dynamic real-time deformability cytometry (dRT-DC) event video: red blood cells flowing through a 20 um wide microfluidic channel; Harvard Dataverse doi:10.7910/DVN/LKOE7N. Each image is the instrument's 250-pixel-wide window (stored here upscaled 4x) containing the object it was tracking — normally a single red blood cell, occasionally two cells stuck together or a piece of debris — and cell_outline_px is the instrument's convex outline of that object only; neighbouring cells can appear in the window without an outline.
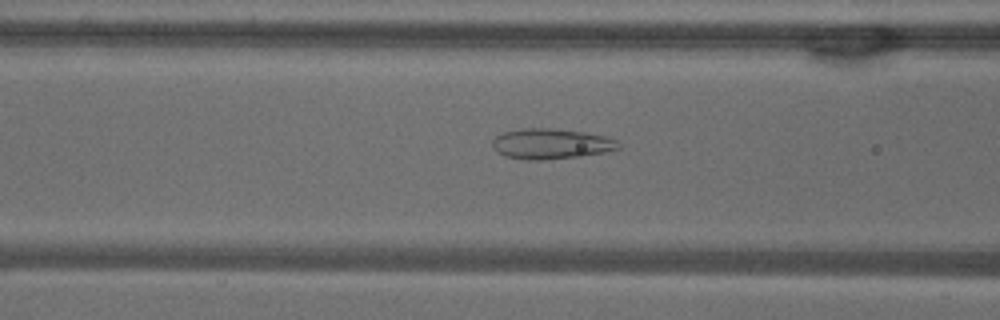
{"species": "common noctule bat (a hibernating species)", "species_latin": "Nyctalus noctula", "temperature_condition": "warm", "stored_images_in_passage": 49, "camera_frame_rate_fps": 3000, "um_per_image_px": 0.085, "animal": {"sex": "male", "body_mass_g": 18.8}, "frame": {"image": 1, "passage_image": 17, "time_ms": 5.333, "image_size_px": [1000, 320], "cell_outline_px": [[620, 148], [604, 152], [580, 156], [544, 160], [528, 160], [504, 156], [496, 152], [492, 148], [492, 140], [496, 136], [504, 132], [520, 128], [552, 128], [584, 132], [608, 136], [616, 140], [620, 144]], "centroid_in_image_um": [46.82, 12.22], "position_along_channel_um": 119.8, "area_um2": 22.54}}
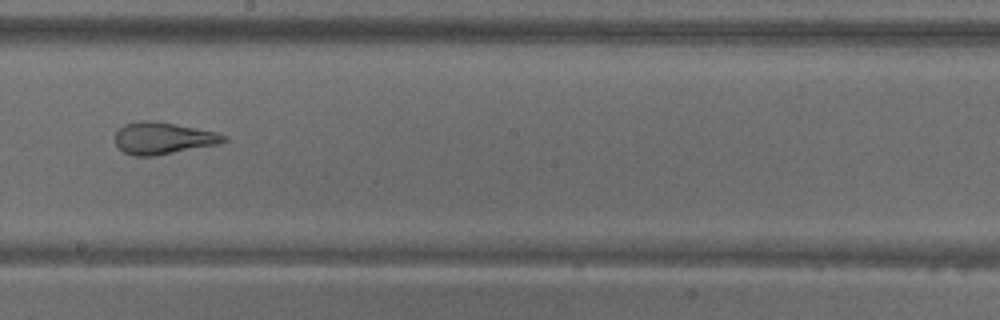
{"frame": {"image": 2, "passage_image": 26, "time_ms": 8.333, "image_size_px": [1000, 320], "cell_outline_px": [[228, 140], [220, 144], [152, 156], [132, 156], [124, 152], [116, 144], [116, 132], [124, 124], [136, 120], [152, 120], [216, 132], [228, 136]], "centroid_in_image_um": [13.86, 11.74], "position_along_channel_um": 234.3, "area_um2": 20.17}}
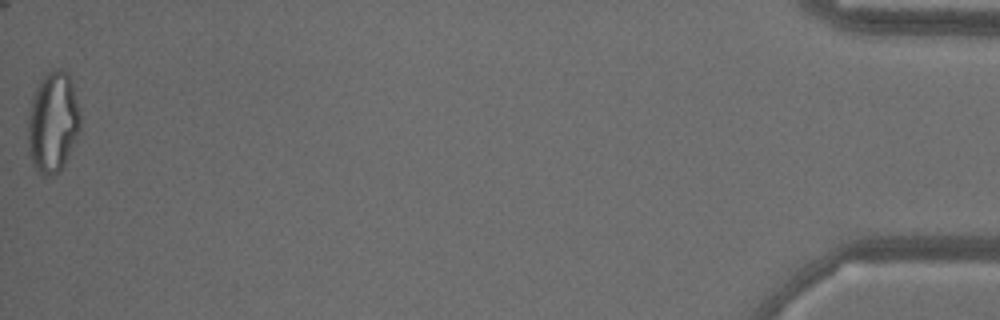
{"frame": {"image": 3, "passage_image": 49, "time_ms": 16.0, "image_size_px": [1000, 320], "cell_outline_px": [[80, 132], [60, 172], [52, 176], [40, 176], [36, 172], [28, 156], [28, 116], [32, 96], [36, 88], [44, 76], [48, 72], [56, 68], [64, 68], [68, 72], [72, 80], [80, 108]], "centroid_in_image_um": [4.5, 10.41], "position_along_channel_um": 430.7, "area_um2": 31.56}, "authors_computed_cell_mechanics": {"area_um2": 25.6054, "velocity_mm_per_s": 3.8241, "shape_relaxation_time_tau1_ms": null, "shape_relaxation_time_tau2_ms": 1.2557, "deformation_change_tau1": null, "deformation_change_tau2": 0.0887}}